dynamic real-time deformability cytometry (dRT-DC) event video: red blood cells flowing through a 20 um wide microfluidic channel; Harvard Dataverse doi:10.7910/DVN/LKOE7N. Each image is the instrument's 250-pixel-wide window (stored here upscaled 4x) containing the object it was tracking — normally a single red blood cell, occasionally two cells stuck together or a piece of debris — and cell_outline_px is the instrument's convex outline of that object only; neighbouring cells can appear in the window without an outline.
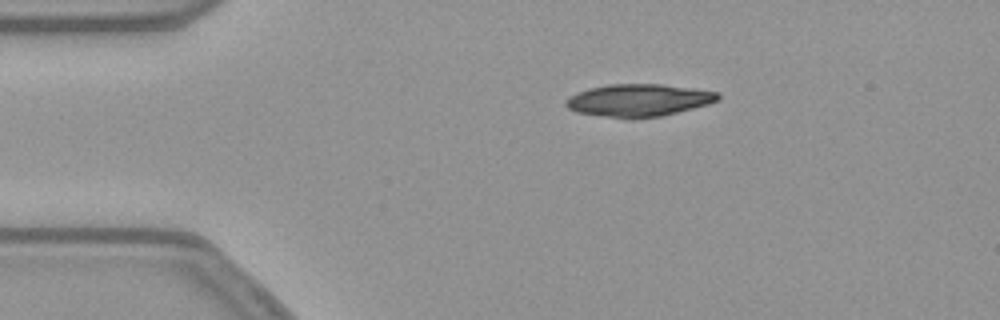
{"species": "common noctule bat (a hibernating species)", "species_latin": "Nyctalus noctula", "temperature_condition": "warm", "stored_images_in_passage": 44, "camera_frame_rate_fps": 3000, "um_per_image_px": 0.085, "animal": {"sex": "female", "body_mass_g": 21.9}, "frame": {"image": 1, "passage_image": 1, "time_ms": 0.0, "image_size_px": [1000, 320], "cell_outline_px": [[720, 100], [708, 104], [660, 116], [608, 116], [576, 112], [568, 108], [564, 104], [564, 100], [568, 96], [588, 88], [608, 84], [660, 84], [692, 88], [720, 92]], "centroid_in_image_um": [54.28, 8.48], "position_along_channel_um": 30.7, "area_um2": 28.15}}